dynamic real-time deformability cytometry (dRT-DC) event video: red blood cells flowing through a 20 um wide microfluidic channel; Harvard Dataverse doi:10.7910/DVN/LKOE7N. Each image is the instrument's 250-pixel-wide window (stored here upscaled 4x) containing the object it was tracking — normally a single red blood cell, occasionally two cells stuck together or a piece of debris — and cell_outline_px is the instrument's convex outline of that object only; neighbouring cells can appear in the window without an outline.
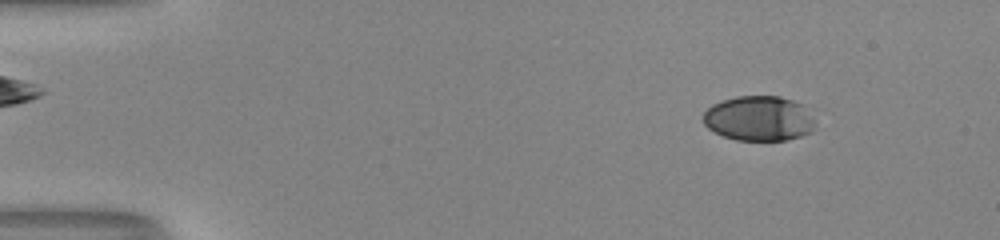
{"species": "human", "species_latin": "Homo sapiens", "temperature_condition": "room temperature", "stored_images_in_passage": 53, "camera_frame_rate_fps": 3000, "um_per_image_px": 0.085, "donor": {"sex": "male"}, "frame": {"image": 1, "passage_image": 7, "time_ms": 2.0, "image_size_px": [1000, 240], "cell_outline_px": [[816, 108], [812, 132], [788, 140], [736, 140], [724, 136], [708, 128], [704, 124], [700, 116], [712, 104], [720, 100], [736, 96], [780, 96]], "centroid_in_image_um": [64.57, 10.04], "position_along_channel_um": 20.4, "area_um2": 30.17}}
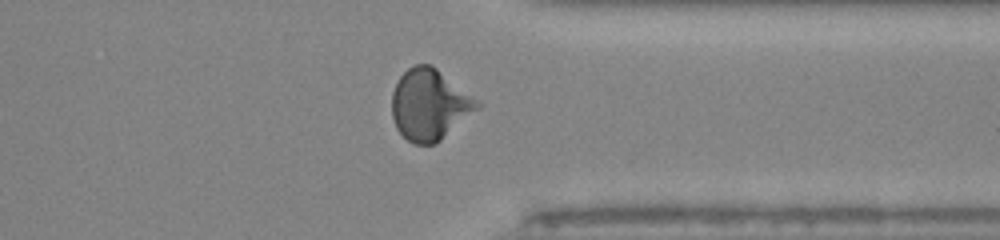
{"frame": {"image": 2, "passage_image": 42, "time_ms": 13.667, "image_size_px": [1000, 240], "cell_outline_px": [[480, 108], [436, 144], [416, 144], [408, 140], [396, 128], [392, 116], [392, 92], [400, 76], [408, 68], [416, 64], [432, 64], [476, 100], [480, 104]], "centroid_in_image_um": [36.49, 8.9], "position_along_channel_um": 374.9, "area_um2": 34.97}}
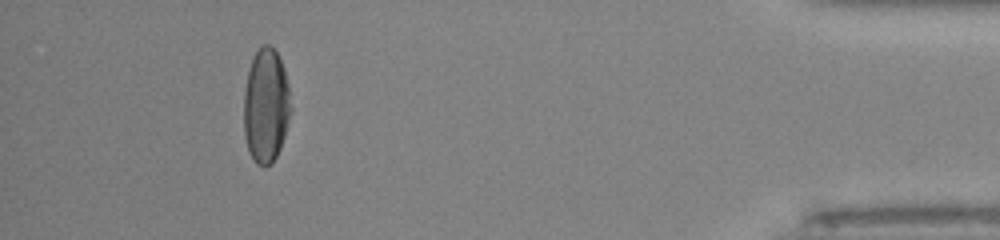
{"frame": {"image": 3, "passage_image": 49, "time_ms": 16.0, "image_size_px": [1000, 240], "cell_outline_px": [[292, 108], [284, 136], [280, 148], [272, 164], [256, 164], [248, 152], [244, 136], [244, 92], [248, 72], [252, 60], [260, 44], [268, 44], [276, 52], [284, 68], [288, 84]], "centroid_in_image_um": [22.6, 8.99], "position_along_channel_um": 412.6, "area_um2": 31.39}, "authors_computed_cell_mechanics": {"area_um2": 31.6744, "velocity_mm_per_s": 4.0344, "shape_relaxation_time_tau1_ms": 7.299, "shape_relaxation_time_tau2_ms": 0.8376, "deformation_change_tau1": 0.2461, "deformation_change_tau2": 0.0527}}